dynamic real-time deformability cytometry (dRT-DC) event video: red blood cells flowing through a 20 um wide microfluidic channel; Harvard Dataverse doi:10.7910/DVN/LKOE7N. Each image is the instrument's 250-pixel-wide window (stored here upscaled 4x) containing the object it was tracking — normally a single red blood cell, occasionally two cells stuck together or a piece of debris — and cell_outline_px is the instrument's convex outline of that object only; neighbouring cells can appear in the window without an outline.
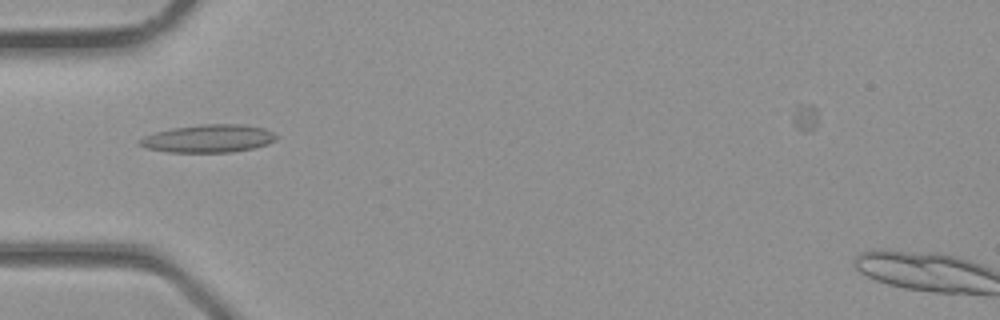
{"species": "common noctule bat (a hibernating species)", "species_latin": "Nyctalus noctula", "temperature_condition": "room temperature", "stored_images_in_passage": 4, "camera_frame_rate_fps": 3000, "um_per_image_px": 0.085, "animal": {"sex": "male", "body_mass_g": 23.1, "forearm_length_mm": 52.7}, "frame": {"image": 1, "passage_image": 4, "time_ms": 1.0, "image_size_px": [1000, 320], "cell_outline_px": [[280, 136], [276, 140], [268, 144], [252, 148], [232, 152], [168, 152], [144, 148], [136, 144], [136, 140], [144, 136], [156, 132], [172, 128], [200, 124], [240, 124], [264, 128]], "centroid_in_image_um": [17.68, 11.78], "position_along_channel_um": 67.3, "area_um2": 22.43}}